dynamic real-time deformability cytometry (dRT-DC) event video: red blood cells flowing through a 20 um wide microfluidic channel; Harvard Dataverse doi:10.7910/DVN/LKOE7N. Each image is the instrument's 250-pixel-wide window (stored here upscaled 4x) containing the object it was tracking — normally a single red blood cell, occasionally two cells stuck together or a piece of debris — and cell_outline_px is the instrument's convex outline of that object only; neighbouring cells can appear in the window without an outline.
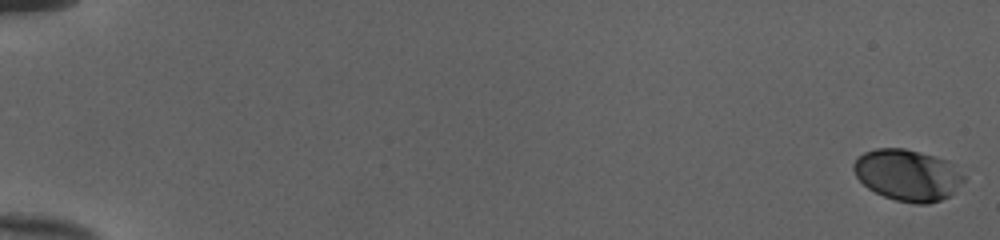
{"species": "human", "species_latin": "Homo sapiens", "temperature_condition": "cold", "stored_images_in_passage": 53, "camera_frame_rate_fps": 3000, "um_per_image_px": 0.085, "donor": {"sex": "female"}, "frame": {"image": 1, "passage_image": 1, "time_ms": 0.0, "image_size_px": [1000, 240], "cell_outline_px": [[964, 180], [956, 192], [940, 200], [928, 204], [916, 204], [896, 200], [884, 196], [868, 188], [856, 176], [852, 168], [852, 164], [864, 152], [876, 148], [904, 148], [920, 152], [948, 160], [956, 164], [964, 176]], "centroid_in_image_um": [77.18, 14.88], "position_along_channel_um": 7.8, "area_um2": 33.18}}
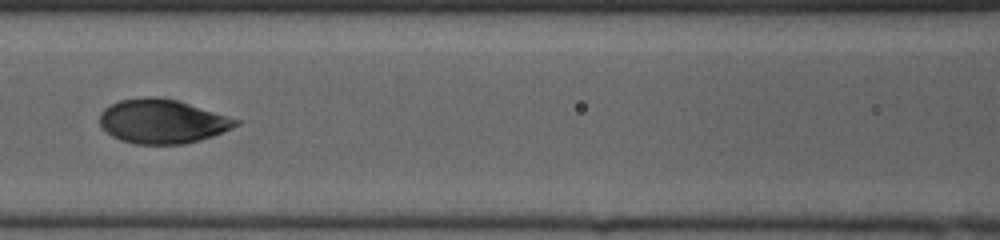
{"frame": {"image": 2, "passage_image": 27, "time_ms": 8.667, "image_size_px": [1000, 240], "cell_outline_px": [[240, 124], [224, 132], [200, 140], [184, 144], [136, 144], [120, 140], [112, 136], [100, 128], [100, 112], [104, 108], [120, 100], [144, 96], [156, 96], [176, 100], [228, 116], [240, 120]], "centroid_in_image_um": [13.77, 10.32], "position_along_channel_um": 152.8, "area_um2": 35.08}}
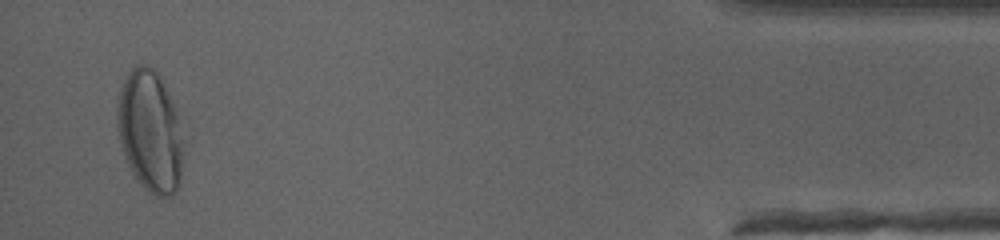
{"frame": {"image": 3, "passage_image": 52, "time_ms": 17.0, "image_size_px": [1000, 240], "cell_outline_px": [[180, 184], [172, 196], [156, 196], [148, 192], [144, 188], [132, 172], [124, 156], [116, 128], [116, 108], [120, 88], [128, 72], [136, 64], [144, 64], [152, 68], [156, 72], [172, 104], [176, 116], [180, 140]], "centroid_in_image_um": [12.67, 11.17], "position_along_channel_um": 422.5, "area_um2": 45.66}, "authors_computed_cell_mechanics": {"area_um2": 34.2754, "velocity_mm_per_s": 4.0033, "shape_relaxation_time_tau1_ms": 3.3158, "shape_relaxation_time_tau2_ms": null, "deformation_change_tau1": 0.1637, "deformation_change_tau2": null}}